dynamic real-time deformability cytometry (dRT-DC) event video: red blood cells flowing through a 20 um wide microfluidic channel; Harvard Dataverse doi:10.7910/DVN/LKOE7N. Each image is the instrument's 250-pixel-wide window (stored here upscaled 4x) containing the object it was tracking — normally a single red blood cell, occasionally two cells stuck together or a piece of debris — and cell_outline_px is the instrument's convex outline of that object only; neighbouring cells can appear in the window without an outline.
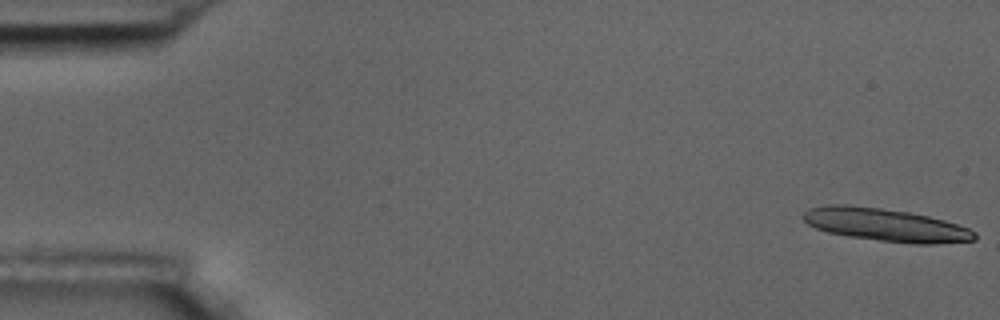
{"species": "common noctule bat (a hibernating species)", "species_latin": "Nyctalus noctula", "temperature_condition": "room temperature", "stored_images_in_passage": 6, "camera_frame_rate_fps": 3000, "um_per_image_px": 0.085, "animal": {"sex": "male", "body_mass_g": 17.5, "forearm_length_mm": 52.3}, "frame": {"image": 1, "passage_image": 1, "time_ms": 0.0, "image_size_px": [1000, 320], "cell_outline_px": [[976, 240], [936, 244], [916, 244], [880, 240], [848, 236], [828, 232], [816, 228], [808, 224], [800, 216], [808, 208], [828, 204], [848, 204], [880, 208], [908, 212], [928, 216], [944, 220], [968, 228], [976, 232]], "centroid_in_image_um": [75.25, 19.11], "position_along_channel_um": 9.7, "area_um2": 32.83}}